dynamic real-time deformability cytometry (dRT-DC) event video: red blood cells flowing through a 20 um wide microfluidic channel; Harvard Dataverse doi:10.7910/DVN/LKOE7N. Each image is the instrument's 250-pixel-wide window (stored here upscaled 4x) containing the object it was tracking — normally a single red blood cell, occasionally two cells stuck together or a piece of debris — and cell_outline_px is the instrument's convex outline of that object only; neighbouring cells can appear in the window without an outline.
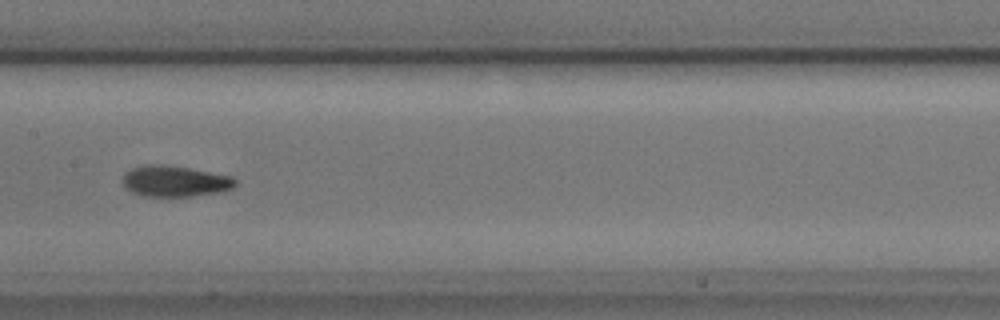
{"species": "common noctule bat (a hibernating species)", "species_latin": "Nyctalus noctula", "temperature_condition": "cold", "stored_images_in_passage": 9, "camera_frame_rate_fps": 3000, "um_per_image_px": 0.085, "animal": {"sex": "male", "body_mass_g": 17.9, "forearm_length_mm": 54.2}, "frame": {"image": 1, "passage_image": 8, "time_ms": 8.333, "image_size_px": [1000, 320], "cell_outline_px": [[236, 184], [232, 188], [216, 192], [192, 196], [144, 196], [132, 192], [124, 184], [124, 176], [132, 168], [148, 164], [160, 164], [188, 168], [228, 176], [236, 180]], "centroid_in_image_um": [14.85, 15.4], "position_along_channel_um": 192.6, "area_um2": 19.71}}
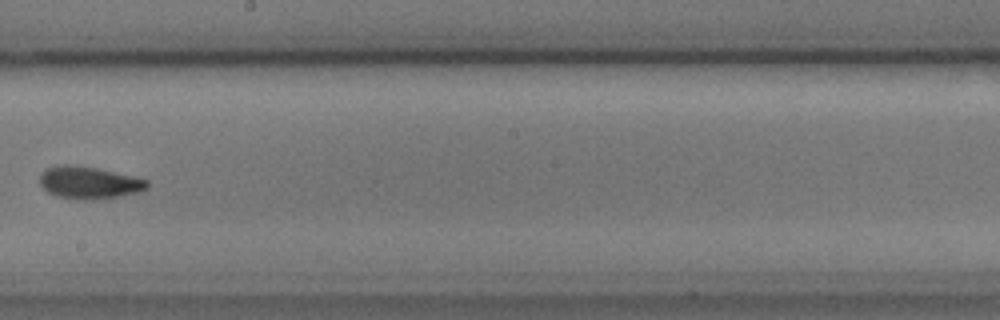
{"frame": {"image": 2, "passage_image": 9, "time_ms": 9.667, "image_size_px": [1000, 320], "cell_outline_px": [[148, 188], [140, 192], [116, 196], [84, 200], [56, 196], [48, 192], [40, 184], [40, 172], [48, 168], [64, 164], [72, 164], [96, 168], [132, 176], [148, 180]], "centroid_in_image_um": [7.55, 15.51], "position_along_channel_um": 240.7, "area_um2": 19.94}}